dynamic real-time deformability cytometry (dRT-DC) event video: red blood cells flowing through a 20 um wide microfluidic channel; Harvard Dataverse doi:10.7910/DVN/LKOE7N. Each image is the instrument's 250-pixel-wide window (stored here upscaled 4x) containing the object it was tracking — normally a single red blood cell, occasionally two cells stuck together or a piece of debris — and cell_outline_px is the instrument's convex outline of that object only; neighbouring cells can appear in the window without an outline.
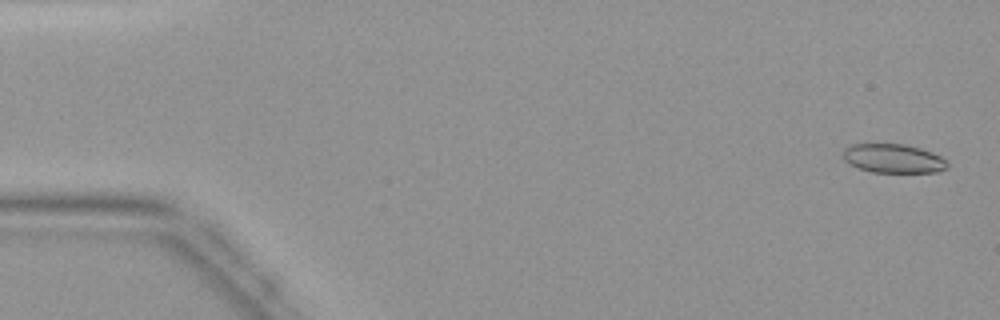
{"species": "common noctule bat (a hibernating species)", "species_latin": "Nyctalus noctula", "temperature_condition": "warm", "stored_images_in_passage": 45, "camera_frame_rate_fps": 3000, "um_per_image_px": 0.085, "animal": {"sex": "female", "body_mass_g": 19.9}, "frame": {"image": 1, "passage_image": 2, "time_ms": 0.333, "image_size_px": [1000, 320], "cell_outline_px": [[948, 168], [936, 172], [872, 172], [848, 164], [844, 160], [844, 148], [848, 144], [904, 144], [920, 148], [932, 152], [948, 160]], "centroid_in_image_um": [75.94, 13.47], "position_along_channel_um": 9.1, "area_um2": 17.69}}
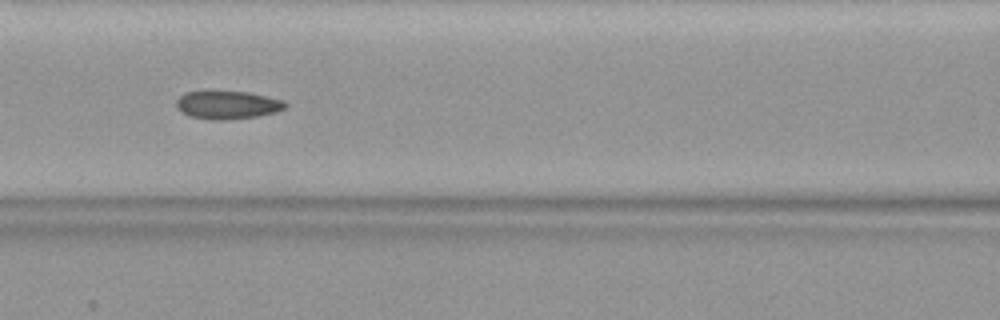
{"frame": {"image": 2, "passage_image": 20, "time_ms": 6.333, "image_size_px": [1000, 320], "cell_outline_px": [[288, 104], [284, 108], [276, 112], [256, 116], [224, 120], [212, 120], [192, 116], [176, 108], [176, 100], [184, 92], [248, 92], [284, 100]], "centroid_in_image_um": [19.35, 8.92], "position_along_channel_um": 147.2, "area_um2": 17.57}}
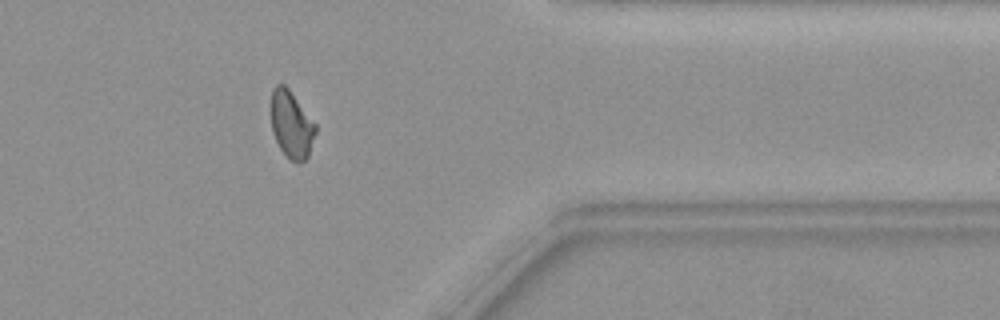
{"frame": {"image": 3, "passage_image": 37, "time_ms": 12.0, "image_size_px": [1000, 320], "cell_outline_px": [[316, 132], [308, 156], [304, 160], [292, 160], [280, 148], [272, 132], [272, 88], [276, 84], [284, 84], [288, 88], [316, 124]], "centroid_in_image_um": [24.78, 10.55], "position_along_channel_um": 386.6, "area_um2": 16.94}}